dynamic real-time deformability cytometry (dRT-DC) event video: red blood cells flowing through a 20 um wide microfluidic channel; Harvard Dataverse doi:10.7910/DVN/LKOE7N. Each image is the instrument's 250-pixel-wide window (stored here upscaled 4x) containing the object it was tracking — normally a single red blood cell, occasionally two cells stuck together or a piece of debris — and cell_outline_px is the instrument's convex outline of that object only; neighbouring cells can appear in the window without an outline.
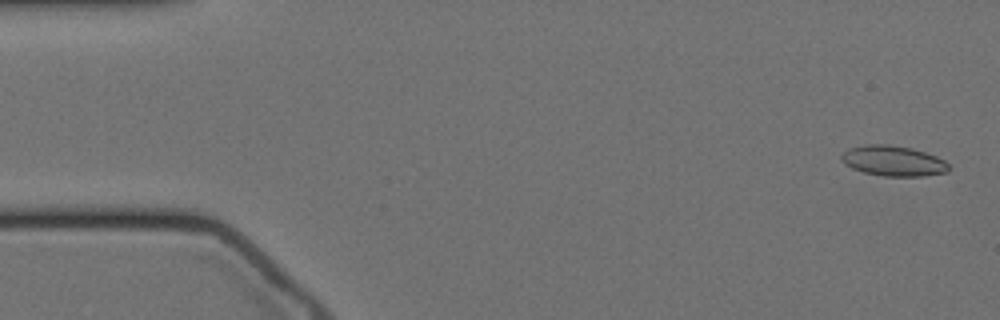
{"species": "Egyptian fruit bat (a non-hibernating species)", "species_latin": "Rousettus aegyptiacus", "temperature_condition": "cold", "stored_images_in_passage": 19, "camera_frame_rate_fps": 3000, "um_per_image_px": 0.085, "animal": {"sex": "female"}, "frame": {"image": 1, "passage_image": 2, "time_ms": 0.333, "image_size_px": [1000, 320], "cell_outline_px": [[948, 172], [924, 176], [884, 176], [864, 172], [852, 168], [844, 164], [840, 160], [840, 156], [848, 148], [864, 144], [888, 144], [912, 148], [936, 156], [944, 160], [948, 164]], "centroid_in_image_um": [75.89, 13.67], "position_along_channel_um": 9.1, "area_um2": 19.07}}
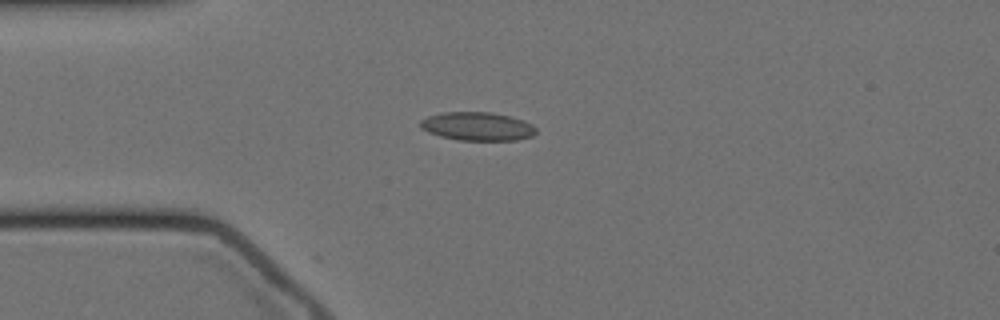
{"frame": {"image": 2, "passage_image": 14, "time_ms": 4.333, "image_size_px": [1000, 320], "cell_outline_px": [[536, 132], [532, 136], [516, 140], [456, 140], [440, 136], [428, 132], [420, 128], [420, 120], [428, 116], [444, 112], [492, 112], [524, 120], [532, 124], [536, 128]], "centroid_in_image_um": [40.57, 10.74], "position_along_channel_um": 44.4, "area_um2": 19.25}}